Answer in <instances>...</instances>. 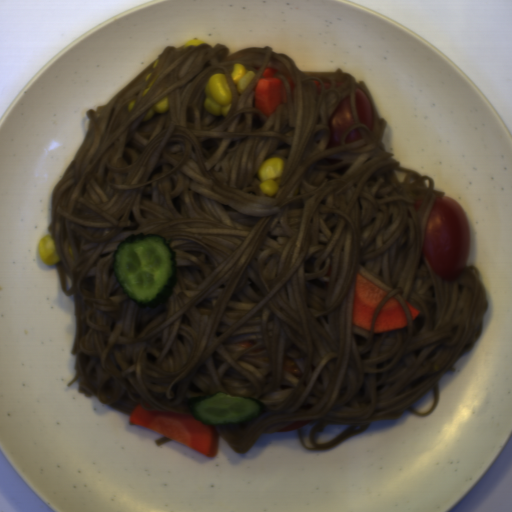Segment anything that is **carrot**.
I'll return each mask as SVG.
<instances>
[{"mask_svg": "<svg viewBox=\"0 0 512 512\" xmlns=\"http://www.w3.org/2000/svg\"><path fill=\"white\" fill-rule=\"evenodd\" d=\"M130 423L145 427L191 448L207 457H216L219 434L213 425L195 419L193 414L146 410L136 404L129 416Z\"/></svg>", "mask_w": 512, "mask_h": 512, "instance_id": "1", "label": "carrot"}, {"mask_svg": "<svg viewBox=\"0 0 512 512\" xmlns=\"http://www.w3.org/2000/svg\"><path fill=\"white\" fill-rule=\"evenodd\" d=\"M387 294L356 272L352 324L371 332L374 314Z\"/></svg>", "mask_w": 512, "mask_h": 512, "instance_id": "2", "label": "carrot"}, {"mask_svg": "<svg viewBox=\"0 0 512 512\" xmlns=\"http://www.w3.org/2000/svg\"><path fill=\"white\" fill-rule=\"evenodd\" d=\"M279 71L274 67L265 68L255 87V109H259L268 118L276 112L280 104H287L286 89L276 76Z\"/></svg>", "mask_w": 512, "mask_h": 512, "instance_id": "3", "label": "carrot"}, {"mask_svg": "<svg viewBox=\"0 0 512 512\" xmlns=\"http://www.w3.org/2000/svg\"><path fill=\"white\" fill-rule=\"evenodd\" d=\"M409 324L405 312L397 299L389 297L382 305L374 323L373 334L406 328Z\"/></svg>", "mask_w": 512, "mask_h": 512, "instance_id": "4", "label": "carrot"}, {"mask_svg": "<svg viewBox=\"0 0 512 512\" xmlns=\"http://www.w3.org/2000/svg\"><path fill=\"white\" fill-rule=\"evenodd\" d=\"M406 303H407V307H408V312H409L411 318L414 320L416 318V316L420 313L421 310H419L418 308H416L415 306H413L412 304H410L407 301H406Z\"/></svg>", "mask_w": 512, "mask_h": 512, "instance_id": "5", "label": "carrot"}, {"mask_svg": "<svg viewBox=\"0 0 512 512\" xmlns=\"http://www.w3.org/2000/svg\"><path fill=\"white\" fill-rule=\"evenodd\" d=\"M286 78H287V82H288L292 92H294L295 87H296L295 81L293 80V78L291 76H286Z\"/></svg>", "mask_w": 512, "mask_h": 512, "instance_id": "6", "label": "carrot"}]
</instances>
